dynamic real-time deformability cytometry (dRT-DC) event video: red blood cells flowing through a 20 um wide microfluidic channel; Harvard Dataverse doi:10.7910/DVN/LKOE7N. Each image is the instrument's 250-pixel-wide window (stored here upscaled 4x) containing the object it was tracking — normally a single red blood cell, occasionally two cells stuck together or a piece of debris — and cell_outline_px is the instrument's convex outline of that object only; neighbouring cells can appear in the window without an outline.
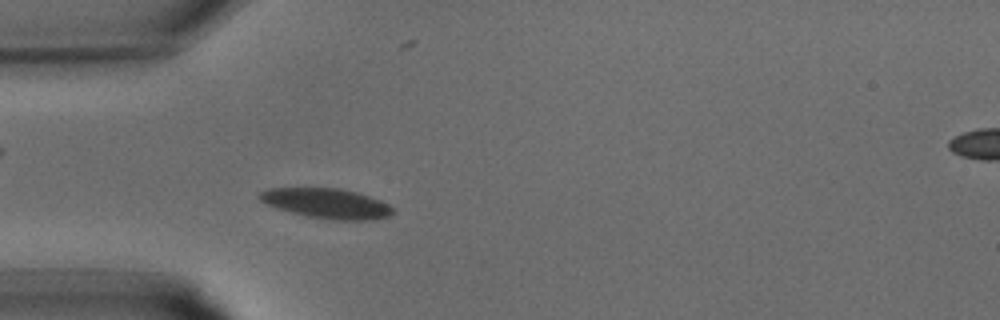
{"species": "common noctule bat (a hibernating species)", "species_latin": "Nyctalus noctula", "temperature_condition": "warm", "stored_images_in_passage": 29, "camera_frame_rate_fps": 3000, "um_per_image_px": 0.085, "animal": {"sex": "male", "body_mass_g": 15.6}, "frame": {"image": 1, "passage_image": 5, "time_ms": 1.333, "image_size_px": [1000, 320], "cell_outline_px": [[396, 212], [388, 216], [368, 220], [336, 220], [308, 216], [276, 208], [260, 200], [256, 196], [260, 192], [268, 188], [340, 188], [356, 192], [380, 200], [396, 208]], "centroid_in_image_um": [27.79, 17.28], "position_along_channel_um": 57.2, "area_um2": 23.24}}
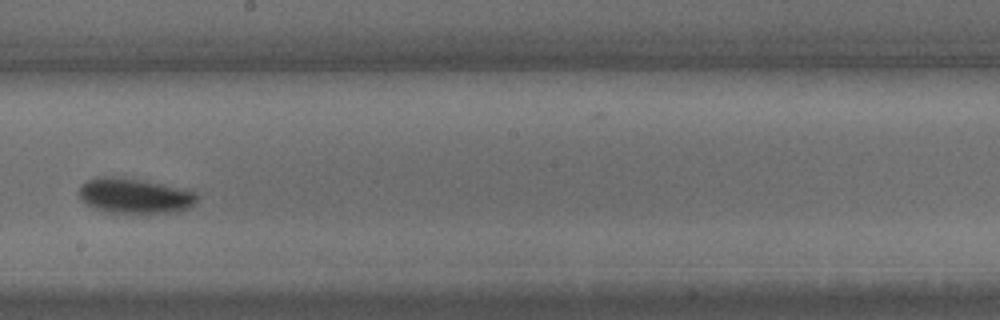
{"frame": {"image": 2, "passage_image": 14, "time_ms": 4.333, "image_size_px": [1000, 320], "cell_outline_px": [[196, 200], [188, 208], [176, 212], [108, 212], [96, 208], [80, 200], [80, 184], [88, 180], [100, 176], [116, 176], [140, 180], [160, 184], [196, 192]], "centroid_in_image_um": [11.4, 16.63], "position_along_channel_um": 236.8, "area_um2": 23.58}}
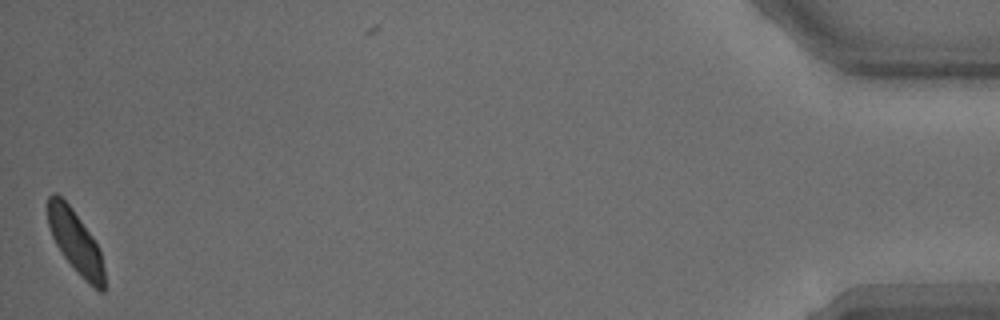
{"frame": {"image": 3, "passage_image": 28, "time_ms": 9.0, "image_size_px": [1000, 320], "cell_outline_px": [[104, 292], [100, 292], [88, 284], [76, 272], [64, 256], [56, 244], [52, 236], [48, 224], [48, 196], [52, 192], [56, 192], [72, 208], [92, 236], [100, 252], [104, 268]], "centroid_in_image_um": [6.41, 20.57], "position_along_channel_um": 428.8, "area_um2": 20.46}}